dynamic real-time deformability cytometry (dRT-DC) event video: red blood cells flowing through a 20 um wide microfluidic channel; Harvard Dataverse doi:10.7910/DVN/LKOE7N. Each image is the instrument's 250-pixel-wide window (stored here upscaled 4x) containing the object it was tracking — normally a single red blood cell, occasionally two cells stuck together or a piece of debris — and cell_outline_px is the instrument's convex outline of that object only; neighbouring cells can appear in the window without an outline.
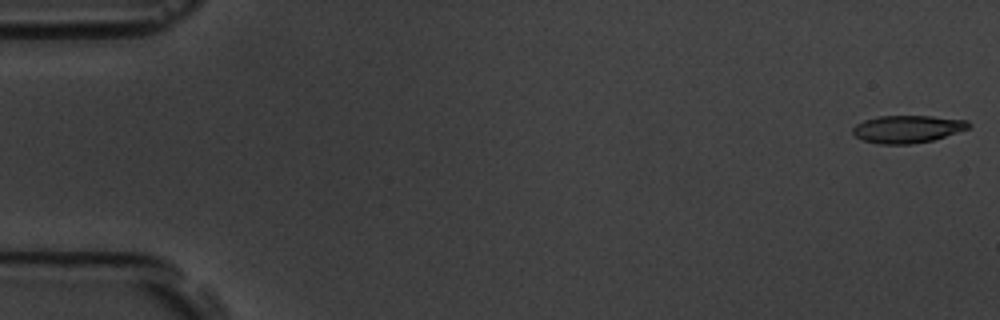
{"species": "common noctule bat (a hibernating species)", "species_latin": "Nyctalus noctula", "temperature_condition": "room temperature", "stored_images_in_passage": 5, "segment_of_instrument_passage": [1, 2], "camera_frame_rate_fps": 3000, "um_per_image_px": 0.085, "animal": {"sex": "male", "body_mass_g": 19.5, "forearm_length_mm": 54.6}, "frame": {"image": 1, "passage_image": 1, "time_ms": 0.0, "image_size_px": [1000, 320], "cell_outline_px": [[972, 124], [968, 128], [932, 140], [912, 144], [880, 144], [864, 140], [856, 136], [852, 132], [852, 128], [856, 124], [864, 120], [880, 116], [932, 116], [968, 120]], "centroid_in_image_um": [77.13, 10.96], "position_along_channel_um": 7.9, "area_um2": 18.44}}